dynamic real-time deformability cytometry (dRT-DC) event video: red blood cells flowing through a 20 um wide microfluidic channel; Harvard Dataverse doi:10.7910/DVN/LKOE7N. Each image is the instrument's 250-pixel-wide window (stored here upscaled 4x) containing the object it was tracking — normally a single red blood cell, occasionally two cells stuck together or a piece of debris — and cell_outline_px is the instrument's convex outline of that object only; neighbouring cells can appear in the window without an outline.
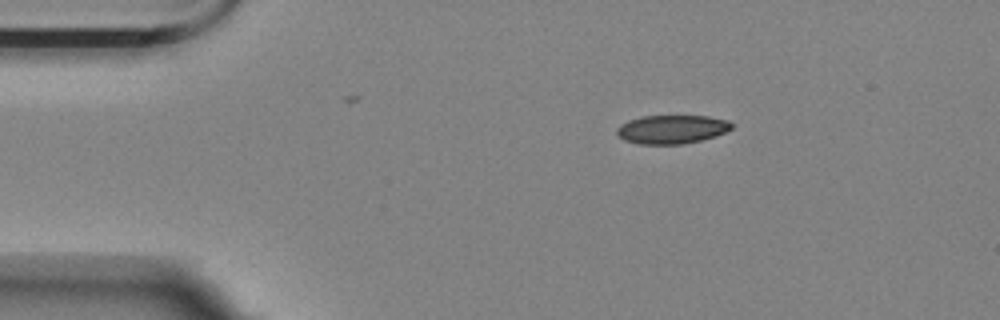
{"species": "Egyptian fruit bat (a non-hibernating species)", "species_latin": "Rousettus aegyptiacus", "temperature_condition": "room temperature", "stored_images_in_passage": 48, "camera_frame_rate_fps": 3000, "um_per_image_px": 0.085, "animal": {"sex": "female"}, "frame": {"image": 1, "passage_image": 1, "time_ms": 0.0, "image_size_px": [1000, 320], "cell_outline_px": [[736, 124], [732, 128], [716, 136], [684, 144], [636, 144], [624, 140], [616, 132], [616, 128], [620, 124], [628, 120], [644, 116], [708, 116], [728, 120]], "centroid_in_image_um": [57.11, 10.99], "position_along_channel_um": 27.9, "area_um2": 19.31}}
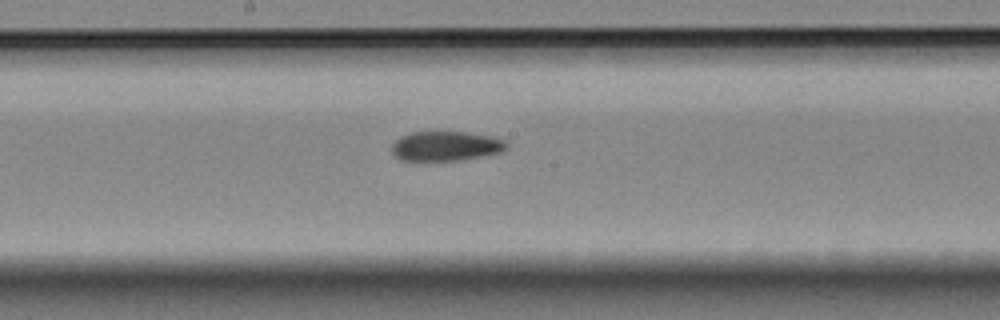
{"frame": {"image": 2, "passage_image": 21, "time_ms": 6.667, "image_size_px": [1000, 320], "cell_outline_px": [[508, 144], [500, 152], [460, 160], [400, 160], [392, 152], [392, 144], [400, 136], [412, 132], [464, 132], [492, 136], [504, 140]], "centroid_in_image_um": [37.86, 12.41], "position_along_channel_um": 210.3, "area_um2": 19.54}}
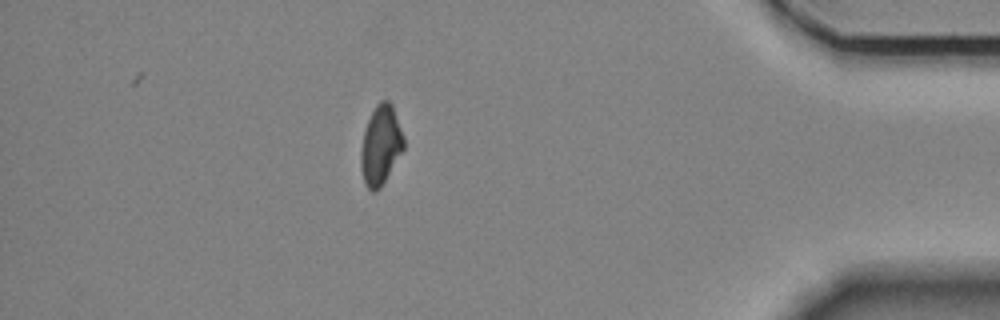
{"frame": {"image": 3, "passage_image": 41, "time_ms": 13.333, "image_size_px": [1000, 320], "cell_outline_px": [[404, 148], [380, 188], [372, 192], [364, 184], [360, 164], [360, 152], [364, 132], [368, 120], [376, 104], [380, 100], [388, 100], [392, 104], [404, 136]], "centroid_in_image_um": [32.35, 12.33], "position_along_channel_um": 402.8, "area_um2": 19.71}}